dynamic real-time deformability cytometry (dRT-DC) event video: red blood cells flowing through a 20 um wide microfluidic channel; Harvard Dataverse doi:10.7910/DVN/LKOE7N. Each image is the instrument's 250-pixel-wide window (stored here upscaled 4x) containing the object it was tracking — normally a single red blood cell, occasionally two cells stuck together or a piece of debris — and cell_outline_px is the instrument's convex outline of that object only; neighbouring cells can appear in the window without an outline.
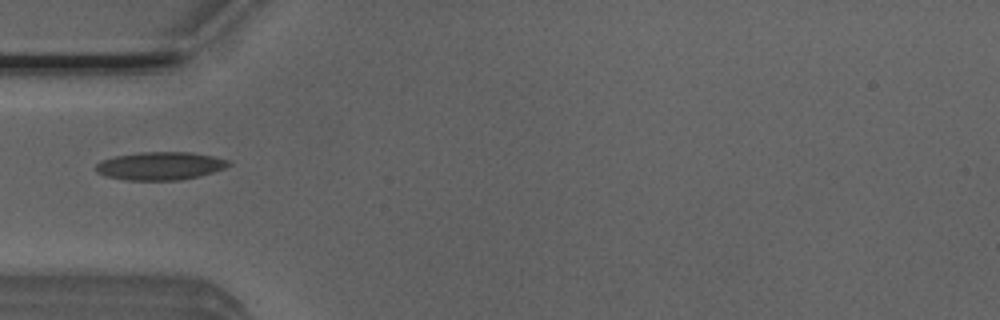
{"species": "Egyptian fruit bat (a non-hibernating species)", "species_latin": "Rousettus aegyptiacus", "temperature_condition": "room temperature", "stored_images_in_passage": 36, "camera_frame_rate_fps": 3000, "um_per_image_px": 0.085, "animal": {"sex": "male"}, "frame": {"image": 1, "passage_image": 1, "time_ms": 0.0, "image_size_px": [1000, 320], "cell_outline_px": [[232, 164], [224, 168], [200, 176], [180, 180], [124, 180], [108, 176], [96, 172], [96, 164], [100, 160], [112, 156], [140, 152], [192, 152], [212, 156], [228, 160]], "centroid_in_image_um": [13.59, 14.09], "position_along_channel_um": 71.4, "area_um2": 21.79}}
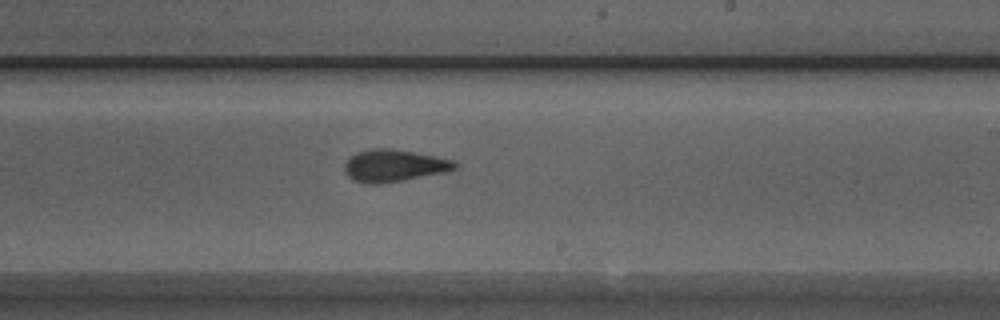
{"frame": {"image": 2, "passage_image": 15, "time_ms": 4.667, "image_size_px": [1000, 320], "cell_outline_px": [[456, 168], [448, 172], [404, 180], [380, 184], [368, 184], [352, 180], [344, 172], [344, 164], [348, 156], [356, 152], [372, 148], [392, 148], [452, 160], [456, 164]], "centroid_in_image_um": [33.42, 14.09], "position_along_channel_um": 255.6, "area_um2": 20.81}}
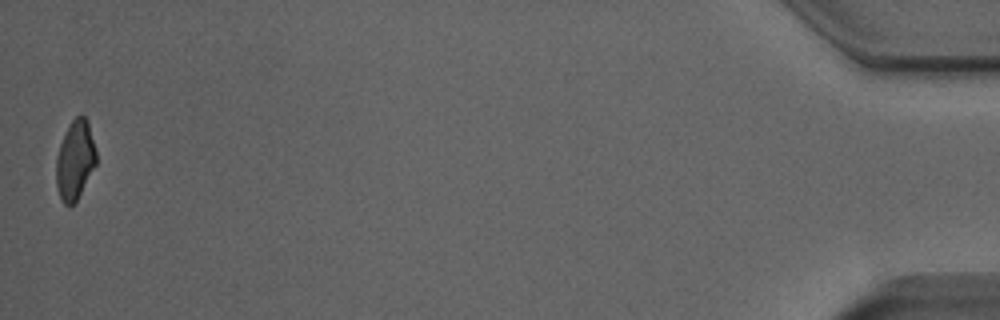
{"frame": {"image": 3, "passage_image": 36, "time_ms": 11.667, "image_size_px": [1000, 320], "cell_outline_px": [[96, 164], [76, 200], [72, 204], [64, 204], [60, 196], [56, 184], [56, 156], [60, 144], [68, 124], [80, 112], [88, 120], [96, 152]], "centroid_in_image_um": [6.37, 13.54], "position_along_channel_um": 428.8, "area_um2": 18.32}}